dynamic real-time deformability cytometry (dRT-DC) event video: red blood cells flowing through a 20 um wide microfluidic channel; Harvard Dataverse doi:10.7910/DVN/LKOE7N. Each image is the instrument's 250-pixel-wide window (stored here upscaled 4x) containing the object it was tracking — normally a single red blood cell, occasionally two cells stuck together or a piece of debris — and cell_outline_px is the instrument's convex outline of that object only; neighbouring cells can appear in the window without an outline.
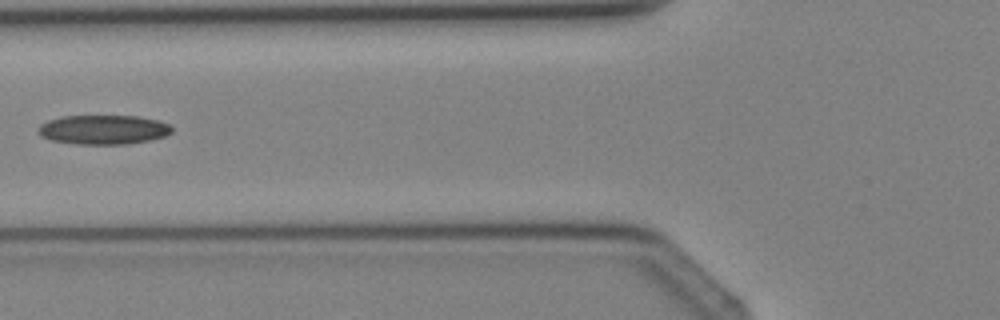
{"species": "Egyptian fruit bat (a non-hibernating species)", "species_latin": "Rousettus aegyptiacus", "temperature_condition": "cold", "stored_images_in_passage": 4, "camera_frame_rate_fps": 3000, "um_per_image_px": 0.085, "animal": {"sex": "female"}, "frame": {"image": 1, "passage_image": 4, "time_ms": 3.333, "image_size_px": [1000, 320], "cell_outline_px": [[172, 132], [164, 136], [148, 140], [124, 144], [76, 144], [52, 140], [40, 136], [36, 132], [36, 128], [40, 124], [48, 120], [60, 116], [136, 116], [156, 120], [172, 124]], "centroid_in_image_um": [8.74, 11.01], "position_along_channel_um": 117.1, "area_um2": 22.95}}